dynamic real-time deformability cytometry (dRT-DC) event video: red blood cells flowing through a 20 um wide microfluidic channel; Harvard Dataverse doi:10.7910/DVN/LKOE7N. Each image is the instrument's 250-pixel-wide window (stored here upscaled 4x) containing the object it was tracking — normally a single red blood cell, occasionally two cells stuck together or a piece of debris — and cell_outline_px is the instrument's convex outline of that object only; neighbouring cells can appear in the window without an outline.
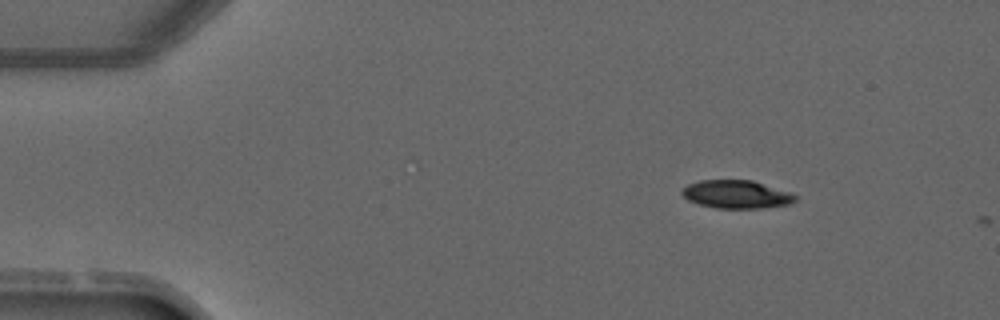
{"species": "common noctule bat (a hibernating species)", "species_latin": "Nyctalus noctula", "temperature_condition": "warm", "stored_images_in_passage": 2, "camera_frame_rate_fps": 3000, "um_per_image_px": 0.085, "animal": {"sex": "male", "forearm_length_mm": 52.5}, "frame": {"image": 1, "passage_image": 1, "time_ms": 0.0, "image_size_px": [1000, 320], "cell_outline_px": [[796, 200], [792, 204], [764, 208], [716, 208], [700, 204], [688, 200], [680, 192], [688, 184], [700, 180], [752, 180], [792, 192], [796, 196]], "centroid_in_image_um": [62.64, 16.52], "position_along_channel_um": 22.4, "area_um2": 18.67}}